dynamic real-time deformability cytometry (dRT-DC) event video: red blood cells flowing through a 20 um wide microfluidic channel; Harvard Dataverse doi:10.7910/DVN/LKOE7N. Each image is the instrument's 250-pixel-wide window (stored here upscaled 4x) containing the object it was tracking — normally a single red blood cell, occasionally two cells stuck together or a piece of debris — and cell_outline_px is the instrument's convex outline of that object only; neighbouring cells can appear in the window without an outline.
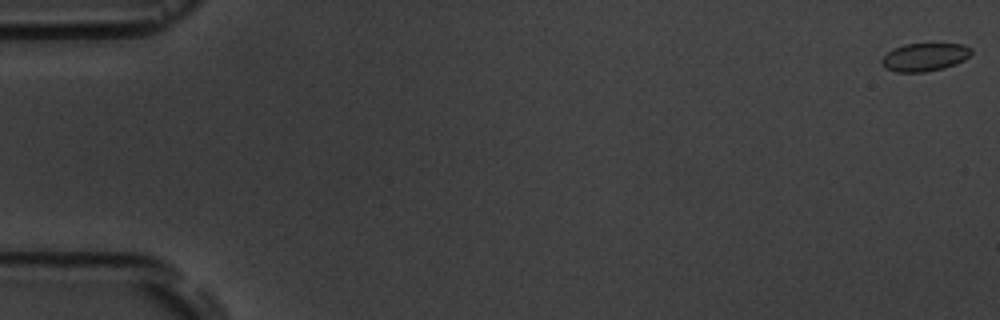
{"species": "common noctule bat (a hibernating species)", "species_latin": "Nyctalus noctula", "temperature_condition": "room temperature", "stored_images_in_passage": 5, "camera_frame_rate_fps": 3000, "um_per_image_px": 0.085, "animal": {"sex": "male", "body_mass_g": 19.5, "forearm_length_mm": 54.6}, "frame": {"image": 1, "passage_image": 1, "time_ms": 0.0, "image_size_px": [1000, 320], "cell_outline_px": [[972, 52], [964, 60], [956, 64], [944, 68], [924, 72], [896, 72], [884, 68], [880, 60], [892, 48], [904, 44], [964, 44], [972, 48]], "centroid_in_image_um": [78.58, 4.85], "position_along_channel_um": 6.4, "area_um2": 14.74}}
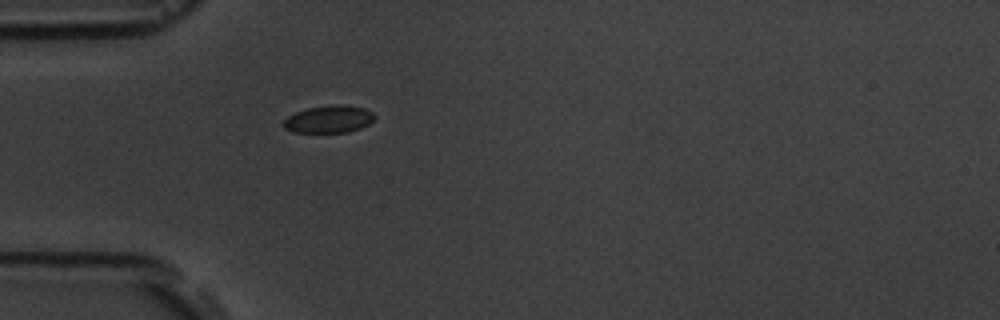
{"frame": {"image": 2, "passage_image": 5, "time_ms": 5.333, "image_size_px": [1000, 320], "cell_outline_px": [[376, 116], [368, 124], [360, 128], [348, 132], [292, 132], [284, 128], [284, 120], [288, 116], [296, 112], [308, 108], [332, 104], [344, 104], [364, 108], [372, 112]], "centroid_in_image_um": [27.96, 10.12], "position_along_channel_um": 57.0, "area_um2": 14.51}}